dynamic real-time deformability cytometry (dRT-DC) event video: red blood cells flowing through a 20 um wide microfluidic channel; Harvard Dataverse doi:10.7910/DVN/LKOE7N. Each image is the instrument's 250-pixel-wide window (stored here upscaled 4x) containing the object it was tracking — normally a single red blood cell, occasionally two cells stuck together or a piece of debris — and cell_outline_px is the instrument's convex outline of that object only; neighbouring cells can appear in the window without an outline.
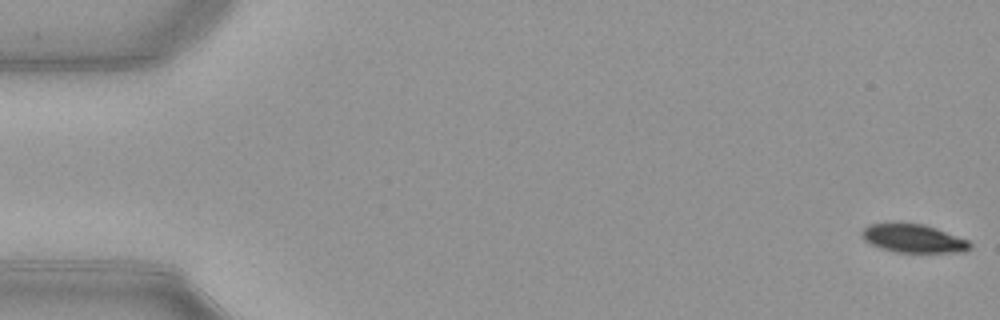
{"species": "common noctule bat (a hibernating species)", "species_latin": "Nyctalus noctula", "temperature_condition": "warm", "stored_images_in_passage": 54, "camera_frame_rate_fps": 3000, "um_per_image_px": 0.085, "animal": {"sex": "female", "body_mass_g": 21.9}, "frame": {"image": 1, "passage_image": 1, "time_ms": 0.0, "image_size_px": [1000, 320], "cell_outline_px": [[972, 248], [964, 252], [896, 252], [880, 248], [864, 240], [860, 232], [868, 224], [924, 224], [936, 228], [968, 240], [972, 244]], "centroid_in_image_um": [77.66, 20.28], "position_along_channel_um": 7.3, "area_um2": 17.69}}
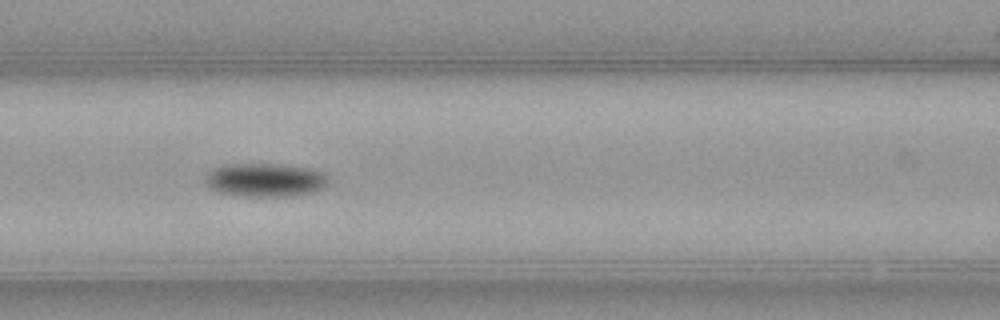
{"frame": {"image": 2, "passage_image": 23, "time_ms": 7.333, "image_size_px": [1000, 320], "cell_outline_px": [[328, 180], [324, 188], [312, 192], [292, 196], [240, 196], [216, 192], [208, 188], [204, 180], [208, 172], [224, 164], [280, 164], [312, 168], [320, 172]], "centroid_in_image_um": [22.49, 15.3], "position_along_channel_um": 144.1, "area_um2": 24.16}}
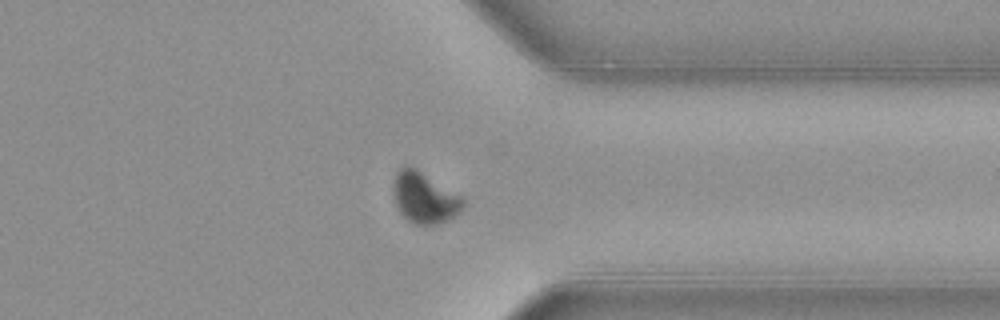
{"frame": {"image": 3, "passage_image": 41, "time_ms": 13.333, "image_size_px": [1000, 320], "cell_outline_px": [[464, 208], [460, 212], [448, 220], [440, 224], [416, 224], [408, 220], [400, 212], [396, 204], [392, 184], [396, 172], [400, 168], [408, 164], [416, 168], [464, 196]], "centroid_in_image_um": [36.11, 16.78], "position_along_channel_um": 375.3, "area_um2": 21.04}, "authors_computed_cell_mechanics": {"area_um2": 21.2704, "velocity_mm_per_s": 3.93, "shape_relaxation_time_tau1_ms": 2.2135, "shape_relaxation_time_tau2_ms": null, "deformation_change_tau1": 0.1206, "deformation_change_tau2": null}}